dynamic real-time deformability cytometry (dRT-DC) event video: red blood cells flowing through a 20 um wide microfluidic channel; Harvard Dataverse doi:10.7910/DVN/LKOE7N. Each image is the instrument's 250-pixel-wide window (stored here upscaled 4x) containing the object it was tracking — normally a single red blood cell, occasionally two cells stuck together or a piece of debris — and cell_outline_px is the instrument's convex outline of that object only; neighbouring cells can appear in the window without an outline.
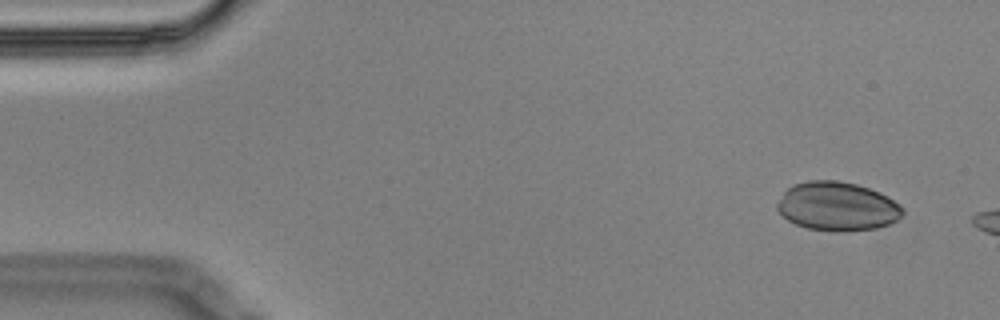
{"species": "Egyptian fruit bat (a non-hibernating species)", "species_latin": "Rousettus aegyptiacus", "temperature_condition": "cold", "stored_images_in_passage": 2, "camera_frame_rate_fps": 3000, "um_per_image_px": 0.085, "animal": {"sex": "male"}, "frame": {"image": 1, "passage_image": 1, "time_ms": 0.0, "image_size_px": [1000, 320], "cell_outline_px": [[904, 212], [896, 220], [888, 224], [876, 228], [844, 232], [840, 232], [808, 228], [796, 224], [788, 220], [776, 208], [776, 204], [784, 192], [792, 184], [808, 180], [836, 180], [856, 184], [880, 192], [888, 196], [900, 204], [904, 208]], "centroid_in_image_um": [71.18, 17.53], "position_along_channel_um": 13.8, "area_um2": 35.78}}